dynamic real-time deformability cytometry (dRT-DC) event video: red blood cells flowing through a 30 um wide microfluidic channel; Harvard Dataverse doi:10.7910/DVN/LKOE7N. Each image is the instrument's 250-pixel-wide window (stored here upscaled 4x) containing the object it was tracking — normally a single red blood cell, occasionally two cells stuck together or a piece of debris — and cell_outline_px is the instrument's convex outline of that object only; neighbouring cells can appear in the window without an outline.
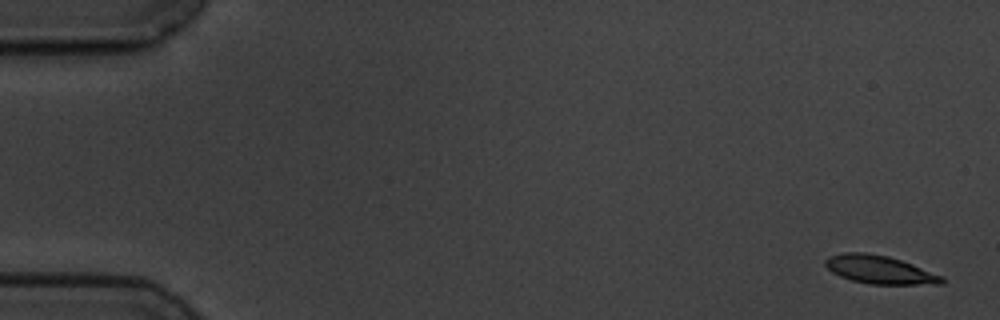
{"species": "common noctule bat (a hibernating species)", "species_latin": "Nyctalus noctula", "temperature_condition": "cold", "stored_images_in_passage": 11, "camera_frame_rate_fps": 3000, "um_per_image_px": 0.085, "animal": {"sex": "male", "body_mass_g": 19.5, "forearm_length_mm": 54.6}, "frame": {"image": 1, "passage_image": 1, "time_ms": 0.0, "image_size_px": [1000, 320], "cell_outline_px": [[944, 284], [872, 284], [852, 280], [840, 276], [832, 272], [824, 264], [824, 260], [828, 256], [844, 252], [864, 252], [888, 256], [912, 264], [944, 276]], "centroid_in_image_um": [74.76, 22.91], "position_along_channel_um": 10.2, "area_um2": 19.13}}
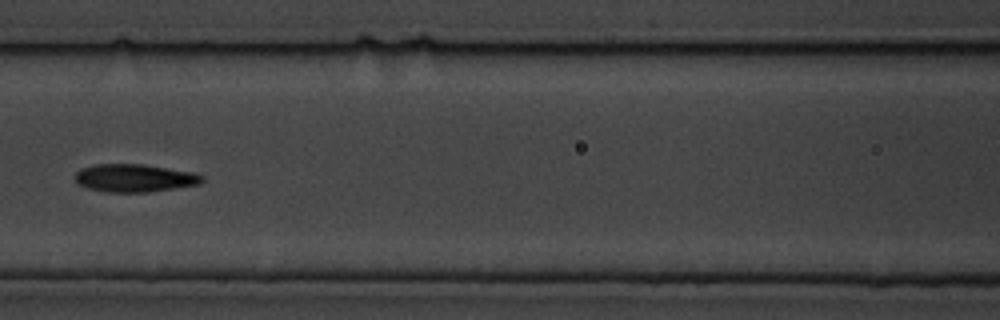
{"frame": {"image": 2, "passage_image": 7, "time_ms": 8.0, "image_size_px": [1000, 320], "cell_outline_px": [[204, 180], [200, 184], [148, 192], [104, 192], [88, 188], [76, 184], [72, 176], [80, 168], [96, 164], [144, 164], [192, 172], [204, 176]], "centroid_in_image_um": [11.37, 15.13], "position_along_channel_um": 155.2, "area_um2": 20.87}}
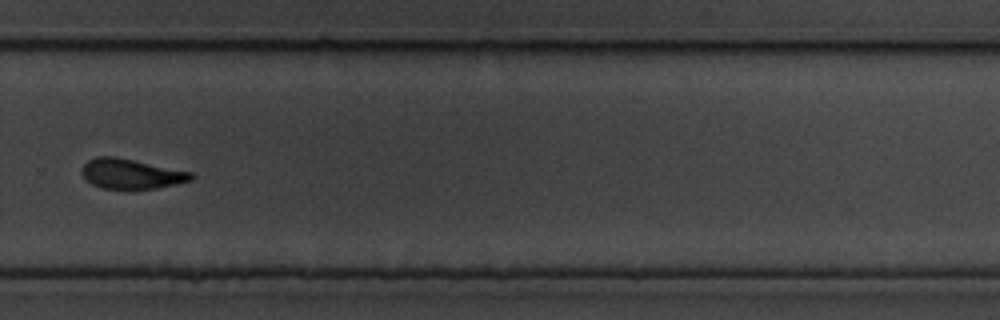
{"frame": {"image": 3, "passage_image": 11, "time_ms": 12.667, "image_size_px": [1000, 320], "cell_outline_px": [[196, 176], [192, 180], [176, 184], [156, 188], [132, 192], [128, 192], [104, 188], [92, 184], [80, 172], [80, 168], [88, 160], [96, 156], [116, 156], [192, 172]], "centroid_in_image_um": [11.15, 14.81], "position_along_channel_um": 318.6, "area_um2": 19.83}}